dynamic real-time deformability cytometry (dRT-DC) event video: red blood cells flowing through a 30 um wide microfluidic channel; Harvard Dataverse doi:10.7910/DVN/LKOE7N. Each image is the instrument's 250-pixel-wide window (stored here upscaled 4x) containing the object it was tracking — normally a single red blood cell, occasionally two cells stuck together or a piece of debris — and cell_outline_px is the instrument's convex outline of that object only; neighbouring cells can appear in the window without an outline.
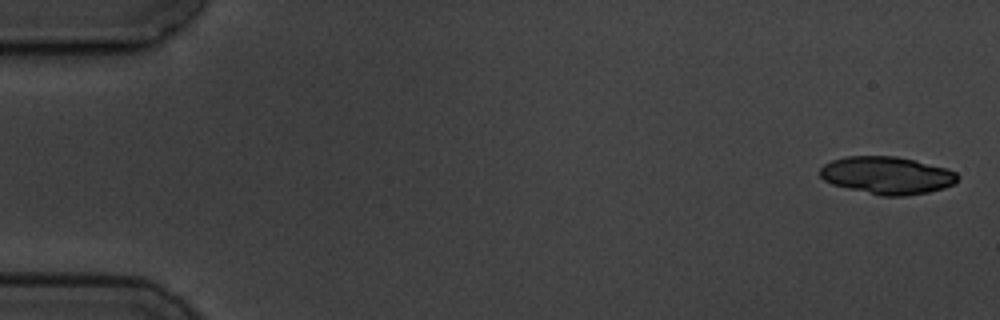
{"species": "common noctule bat (a hibernating species)", "species_latin": "Nyctalus noctula", "temperature_condition": "cold", "stored_images_in_passage": 5, "segment_of_instrument_passage": [1, 2], "camera_frame_rate_fps": 3000, "um_per_image_px": 0.085, "animal": {"sex": "male", "body_mass_g": 19.5, "forearm_length_mm": 54.6}, "frame": {"image": 1, "passage_image": 1, "time_ms": 0.0, "image_size_px": [1000, 320], "cell_outline_px": [[960, 176], [952, 184], [944, 188], [928, 192], [904, 196], [880, 196], [832, 184], [824, 180], [820, 176], [820, 168], [824, 164], [832, 160], [848, 156], [896, 156], [916, 160], [948, 168], [956, 172]], "centroid_in_image_um": [75.41, 14.9], "position_along_channel_um": 9.6, "area_um2": 30.17}}